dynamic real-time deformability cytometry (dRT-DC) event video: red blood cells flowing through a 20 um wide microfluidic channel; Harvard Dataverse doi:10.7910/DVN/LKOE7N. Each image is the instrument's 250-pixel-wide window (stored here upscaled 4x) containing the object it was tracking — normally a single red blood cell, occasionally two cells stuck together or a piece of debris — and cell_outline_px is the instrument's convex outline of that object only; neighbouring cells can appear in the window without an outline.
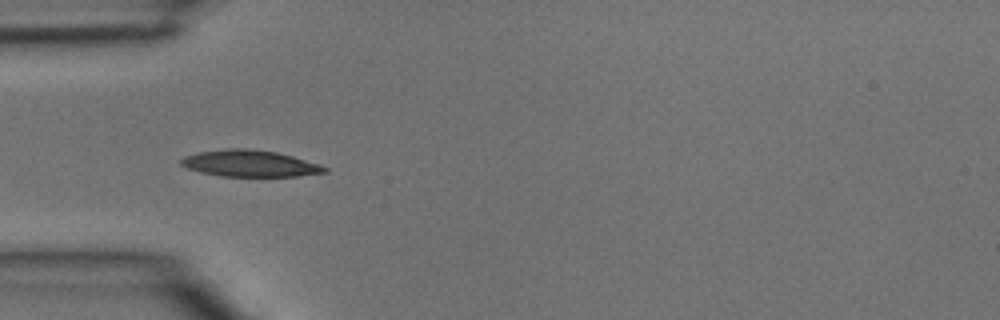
{"species": "common noctule bat (a hibernating species)", "species_latin": "Nyctalus noctula", "temperature_condition": "room temperature", "stored_images_in_passage": 3, "camera_frame_rate_fps": 3000, "um_per_image_px": 0.085, "animal": {"sex": "male", "body_mass_g": 15.6}, "frame": {"image": 1, "passage_image": 3, "time_ms": 0.667, "image_size_px": [1000, 320], "cell_outline_px": [[328, 172], [296, 176], [220, 176], [200, 172], [188, 168], [180, 164], [180, 160], [184, 156], [196, 152], [224, 148], [252, 148], [276, 152], [292, 156], [320, 164], [328, 168]], "centroid_in_image_um": [21.22, 13.88], "position_along_channel_um": 63.8, "area_um2": 22.37}}